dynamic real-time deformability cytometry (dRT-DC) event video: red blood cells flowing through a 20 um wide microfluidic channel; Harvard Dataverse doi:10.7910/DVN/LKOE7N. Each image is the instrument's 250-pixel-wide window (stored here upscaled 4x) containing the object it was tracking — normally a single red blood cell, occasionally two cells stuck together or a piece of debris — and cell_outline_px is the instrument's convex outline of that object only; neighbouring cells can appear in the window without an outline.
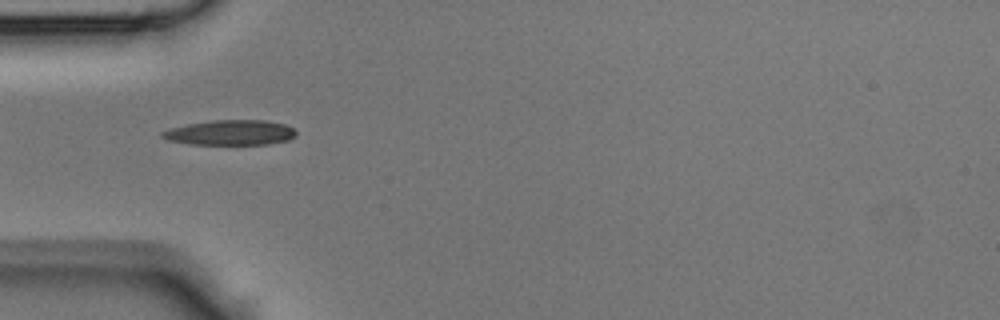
{"species": "Egyptian fruit bat (a non-hibernating species)", "species_latin": "Rousettus aegyptiacus", "temperature_condition": "room temperature", "stored_images_in_passage": 32, "camera_frame_rate_fps": 3000, "um_per_image_px": 0.085, "animal": {"sex": "male"}, "frame": {"image": 1, "passage_image": 2, "time_ms": 0.333, "image_size_px": [1000, 320], "cell_outline_px": [[296, 136], [288, 140], [268, 144], [188, 144], [168, 140], [160, 136], [160, 132], [168, 128], [188, 124], [212, 120], [268, 120], [284, 124], [292, 128], [296, 132]], "centroid_in_image_um": [19.56, 11.27], "position_along_channel_um": 65.4, "area_um2": 19.65}}
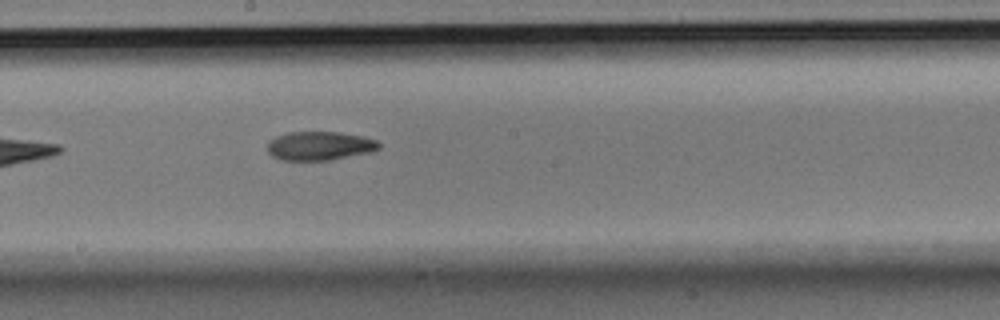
{"frame": {"image": 2, "passage_image": 12, "time_ms": 3.667, "image_size_px": [1000, 320], "cell_outline_px": [[380, 148], [372, 152], [328, 160], [280, 160], [272, 156], [268, 152], [268, 140], [276, 136], [288, 132], [336, 132], [364, 136], [376, 140], [380, 144]], "centroid_in_image_um": [27.16, 12.39], "position_along_channel_um": 221.0, "area_um2": 18.79}}
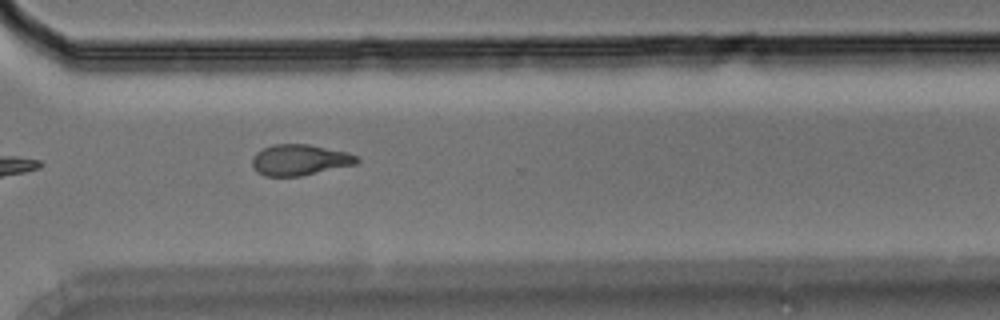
{"frame": {"image": 3, "passage_image": 20, "time_ms": 6.333, "image_size_px": [1000, 320], "cell_outline_px": [[360, 160], [356, 164], [300, 176], [264, 176], [256, 172], [252, 164], [252, 156], [256, 152], [272, 144], [308, 144], [348, 152], [356, 156]], "centroid_in_image_um": [25.45, 13.59], "position_along_channel_um": 345.2, "area_um2": 18.9}}